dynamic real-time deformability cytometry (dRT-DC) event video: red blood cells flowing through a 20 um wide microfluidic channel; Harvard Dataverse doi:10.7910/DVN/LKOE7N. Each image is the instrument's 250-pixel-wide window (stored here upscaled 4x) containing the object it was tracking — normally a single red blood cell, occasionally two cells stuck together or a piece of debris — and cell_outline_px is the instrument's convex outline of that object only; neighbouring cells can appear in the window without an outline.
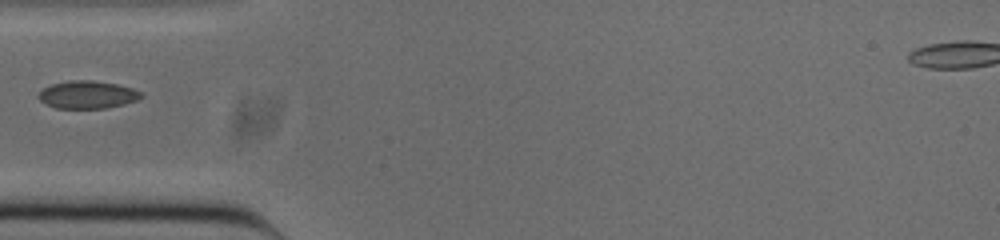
{"species": "common noctule bat (a hibernating species)", "species_latin": "Nyctalus noctula", "temperature_condition": "cold", "stored_images_in_passage": 37, "camera_frame_rate_fps": 3000, "um_per_image_px": 0.085, "animal": {"sex": "male", "body_mass_g": 20.0, "forearm_length_mm": 53.3}, "frame": {"image": 1, "passage_image": 1, "time_ms": 0.0, "image_size_px": [1000, 240], "cell_outline_px": [[144, 96], [136, 100], [124, 104], [104, 108], [56, 108], [40, 100], [40, 92], [44, 88], [52, 84], [68, 80], [92, 80], [116, 84], [132, 88], [140, 92]], "centroid_in_image_um": [7.45, 8.04], "position_along_channel_um": 77.5, "area_um2": 16.3}}
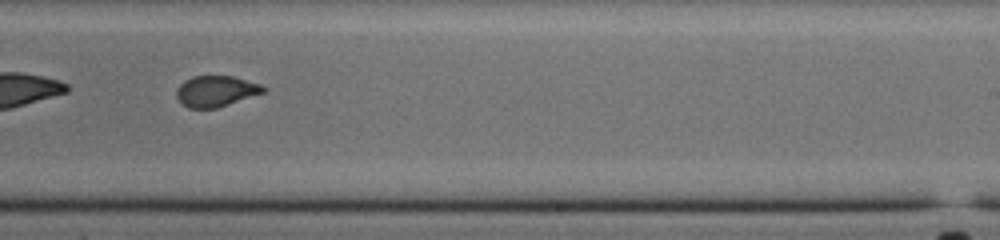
{"frame": {"image": 2, "passage_image": 16, "time_ms": 5.0, "image_size_px": [1000, 240], "cell_outline_px": [[268, 92], [216, 108], [188, 108], [176, 96], [176, 92], [180, 84], [184, 80], [192, 76], [232, 76], [260, 84], [268, 88]], "centroid_in_image_um": [18.41, 7.74], "position_along_channel_um": 270.6, "area_um2": 15.72}}